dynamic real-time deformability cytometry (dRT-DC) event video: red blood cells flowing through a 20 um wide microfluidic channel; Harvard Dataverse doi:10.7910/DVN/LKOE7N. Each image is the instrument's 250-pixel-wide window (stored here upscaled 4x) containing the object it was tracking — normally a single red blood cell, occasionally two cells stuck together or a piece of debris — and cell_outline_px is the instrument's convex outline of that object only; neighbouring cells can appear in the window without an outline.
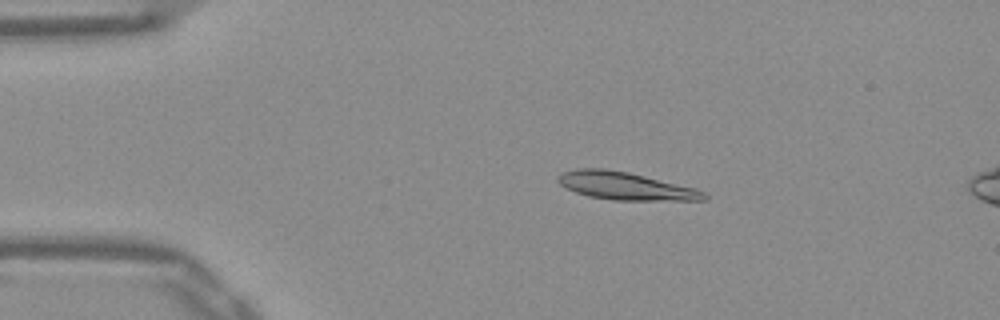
{"species": "Egyptian fruit bat (a non-hibernating species)", "species_latin": "Rousettus aegyptiacus", "temperature_condition": "warm", "stored_images_in_passage": 43, "camera_frame_rate_fps": 3000, "um_per_image_px": 0.085, "frame": {"image": 1, "passage_image": 1, "time_ms": 0.0, "image_size_px": [1000, 320], "cell_outline_px": [[708, 200], [612, 200], [588, 196], [576, 192], [560, 184], [556, 180], [556, 176], [560, 172], [580, 168], [604, 168], [628, 172], [696, 188], [704, 192], [708, 196]], "centroid_in_image_um": [53.14, 15.8], "position_along_channel_um": 31.9, "area_um2": 23.64}}
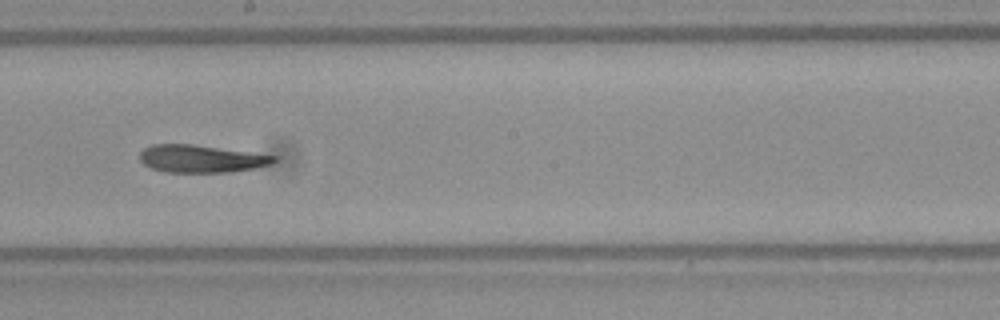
{"frame": {"image": 2, "passage_image": 20, "time_ms": 6.333, "image_size_px": [1000, 320], "cell_outline_px": [[280, 156], [272, 164], [256, 168], [232, 172], [164, 172], [152, 168], [144, 164], [140, 160], [140, 152], [144, 148], [152, 144], [192, 144]], "centroid_in_image_um": [17.13, 13.49], "position_along_channel_um": 231.1, "area_um2": 21.68}}
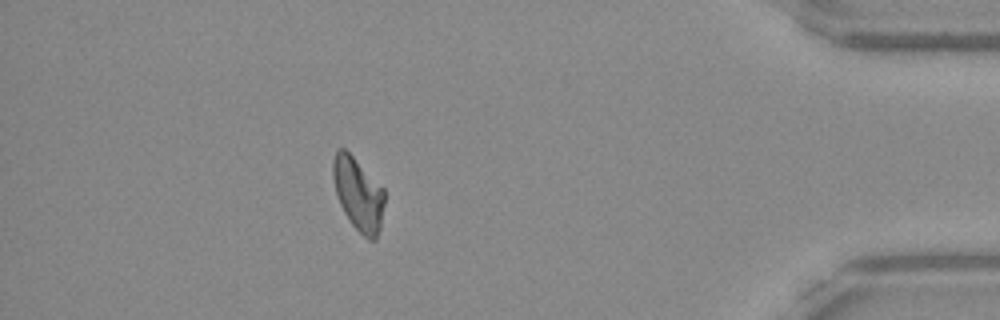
{"frame": {"image": 3, "passage_image": 37, "time_ms": 12.0, "image_size_px": [1000, 320], "cell_outline_px": [[384, 204], [380, 228], [376, 240], [368, 240], [348, 220], [340, 204], [336, 192], [332, 176], [332, 160], [336, 152], [340, 148], [344, 148], [384, 188]], "centroid_in_image_um": [30.45, 16.51], "position_along_channel_um": 404.8, "area_um2": 21.73}}